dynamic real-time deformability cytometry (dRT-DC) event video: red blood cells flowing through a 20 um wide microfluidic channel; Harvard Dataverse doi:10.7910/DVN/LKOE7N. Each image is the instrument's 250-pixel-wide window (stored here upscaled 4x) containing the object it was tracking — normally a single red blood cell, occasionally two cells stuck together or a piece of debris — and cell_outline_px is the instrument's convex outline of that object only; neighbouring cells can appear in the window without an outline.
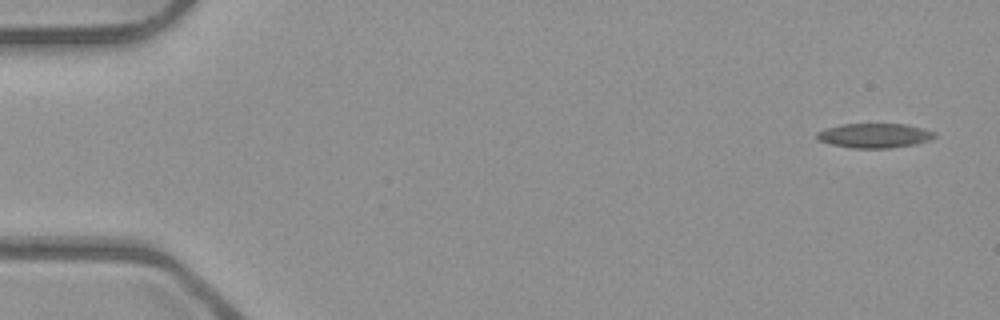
{"species": "common noctule bat (a hibernating species)", "species_latin": "Nyctalus noctula", "temperature_condition": "room temperature", "stored_images_in_passage": 4, "camera_frame_rate_fps": 3000, "um_per_image_px": 0.085, "animal": {"sex": "male", "body_mass_g": 23.1, "forearm_length_mm": 52.7}, "frame": {"image": 1, "passage_image": 1, "time_ms": 0.0, "image_size_px": [1000, 320], "cell_outline_px": [[936, 136], [928, 140], [916, 144], [892, 148], [852, 148], [832, 144], [820, 140], [816, 136], [816, 132], [824, 128], [840, 124], [904, 124], [936, 132]], "centroid_in_image_um": [74.31, 11.52], "position_along_channel_um": 10.7, "area_um2": 16.76}}